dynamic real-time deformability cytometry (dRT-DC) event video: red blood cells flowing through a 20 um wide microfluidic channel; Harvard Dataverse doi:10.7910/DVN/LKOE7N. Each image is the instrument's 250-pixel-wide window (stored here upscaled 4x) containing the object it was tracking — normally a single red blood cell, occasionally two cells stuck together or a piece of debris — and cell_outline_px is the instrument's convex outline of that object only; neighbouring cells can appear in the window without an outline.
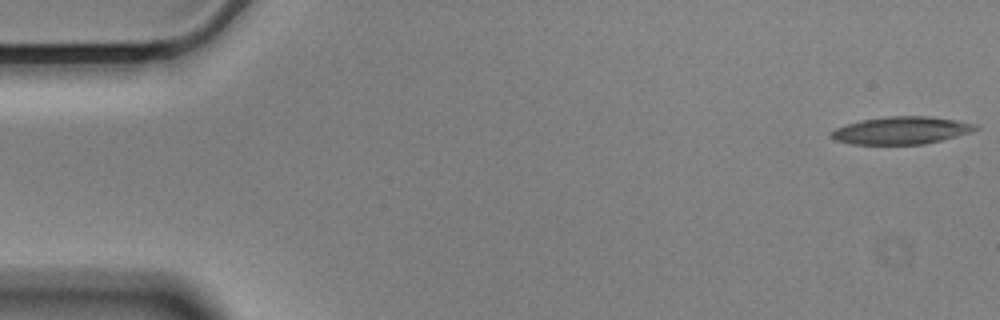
{"species": "Egyptian fruit bat (a non-hibernating species)", "species_latin": "Rousettus aegyptiacus", "temperature_condition": "cold", "stored_images_in_passage": 56, "camera_frame_rate_fps": 3000, "um_per_image_px": 0.085, "animal": {"sex": "male"}, "frame": {"image": 1, "passage_image": 1, "time_ms": 0.0, "image_size_px": [1000, 320], "cell_outline_px": [[980, 128], [972, 132], [924, 144], [852, 144], [832, 140], [828, 136], [836, 128], [844, 124], [860, 120], [888, 116], [928, 116], [956, 120], [976, 124]], "centroid_in_image_um": [76.57, 11.08], "position_along_channel_um": 8.4, "area_um2": 23.24}}
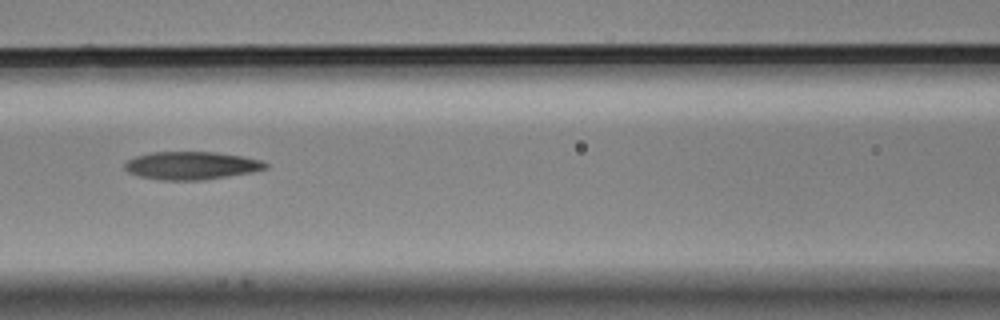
{"frame": {"image": 2, "passage_image": 24, "time_ms": 7.667, "image_size_px": [1000, 320], "cell_outline_px": [[268, 168], [252, 172], [200, 180], [160, 180], [140, 176], [128, 172], [124, 168], [124, 164], [128, 160], [136, 156], [152, 152], [216, 152], [240, 156], [260, 160], [268, 164]], "centroid_in_image_um": [16.25, 14.07], "position_along_channel_um": 150.4, "area_um2": 22.72}}
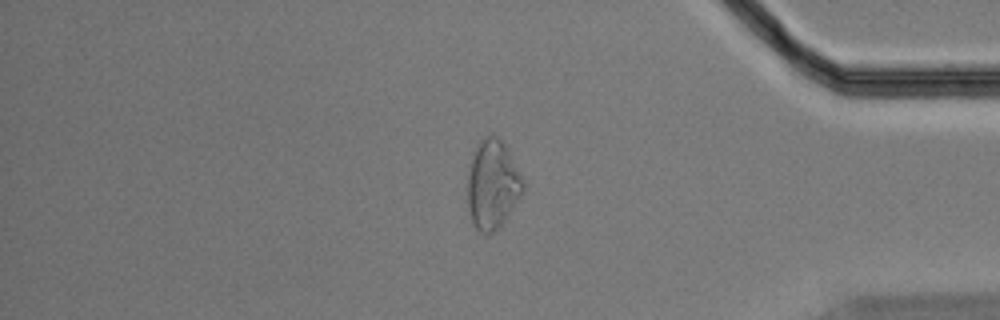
{"frame": {"image": 3, "passage_image": 47, "time_ms": 15.333, "image_size_px": [1000, 320], "cell_outline_px": [[524, 192], [504, 220], [492, 232], [480, 232], [472, 224], [468, 208], [468, 172], [472, 152], [480, 140], [484, 136], [492, 132], [508, 148], [524, 180]], "centroid_in_image_um": [41.86, 15.62], "position_along_channel_um": 393.3, "area_um2": 28.9}, "authors_computed_cell_mechanics": {"area_um2": 23.5824, "velocity_mm_per_s": 3.5224, "shape_relaxation_time_tau1_ms": null, "shape_relaxation_time_tau2_ms": 3.1112, "deformation_change_tau1": null, "deformation_change_tau2": 0.1079}}